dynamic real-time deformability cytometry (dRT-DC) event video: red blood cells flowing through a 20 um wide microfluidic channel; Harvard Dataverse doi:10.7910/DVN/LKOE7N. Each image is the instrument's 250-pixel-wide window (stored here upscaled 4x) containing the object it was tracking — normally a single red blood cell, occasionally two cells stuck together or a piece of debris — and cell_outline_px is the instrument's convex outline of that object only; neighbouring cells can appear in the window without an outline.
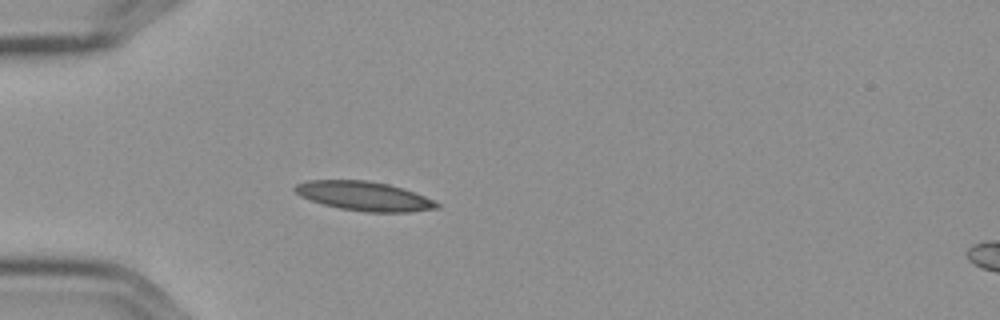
{"species": "Egyptian fruit bat (a non-hibernating species)", "species_latin": "Rousettus aegyptiacus", "temperature_condition": "cold", "stored_images_in_passage": 1, "camera_frame_rate_fps": 3000, "um_per_image_px": 0.085, "frame": {"image": 1, "passage_image": 1, "time_ms": 0.0, "image_size_px": [1000, 320], "cell_outline_px": [[440, 208], [408, 212], [364, 212], [340, 208], [324, 204], [300, 196], [292, 188], [296, 184], [308, 180], [368, 180], [388, 184], [424, 196], [440, 204]], "centroid_in_image_um": [30.93, 16.67], "position_along_channel_um": 54.1, "area_um2": 23.93}}